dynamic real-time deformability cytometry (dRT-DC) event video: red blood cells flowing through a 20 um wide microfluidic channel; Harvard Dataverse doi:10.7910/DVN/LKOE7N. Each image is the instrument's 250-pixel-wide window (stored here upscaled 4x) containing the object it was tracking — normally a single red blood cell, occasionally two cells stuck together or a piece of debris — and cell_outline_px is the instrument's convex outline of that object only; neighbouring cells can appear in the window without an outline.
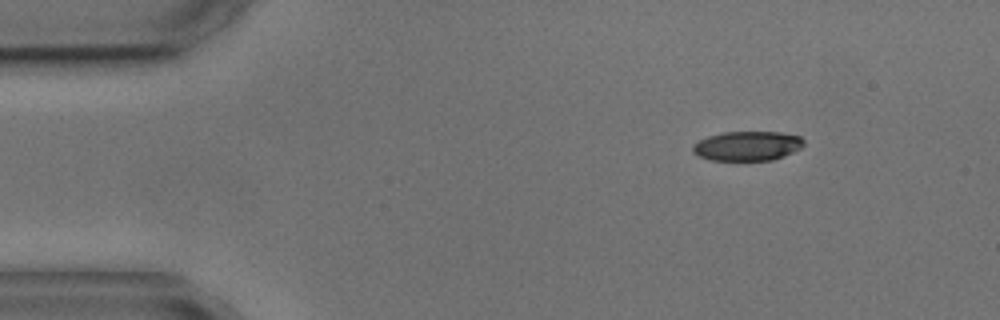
{"species": "common noctule bat (a hibernating species)", "species_latin": "Nyctalus noctula", "temperature_condition": "cold", "stored_images_in_passage": 4, "camera_frame_rate_fps": 3000, "um_per_image_px": 0.085, "animal": {"sex": "male", "body_mass_g": 17.9, "forearm_length_mm": 54.2}, "frame": {"image": 1, "passage_image": 1, "time_ms": 0.0, "image_size_px": [1000, 320], "cell_outline_px": [[804, 144], [800, 148], [784, 156], [772, 160], [708, 160], [696, 156], [692, 152], [692, 144], [708, 136], [724, 132], [780, 132], [800, 136], [804, 140]], "centroid_in_image_um": [63.49, 12.41], "position_along_channel_um": 21.5, "area_um2": 19.19}}